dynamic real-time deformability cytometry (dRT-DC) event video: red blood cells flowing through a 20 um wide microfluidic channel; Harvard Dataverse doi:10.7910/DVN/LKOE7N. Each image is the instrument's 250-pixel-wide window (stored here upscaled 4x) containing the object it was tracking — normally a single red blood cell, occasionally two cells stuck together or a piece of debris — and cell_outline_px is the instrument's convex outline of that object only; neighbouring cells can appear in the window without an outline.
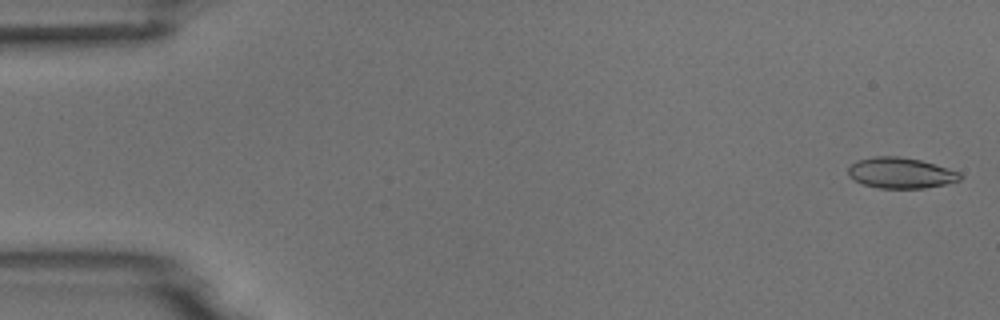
{"species": "common noctule bat (a hibernating species)", "species_latin": "Nyctalus noctula", "temperature_condition": "room temperature", "stored_images_in_passage": 55, "camera_frame_rate_fps": 3000, "um_per_image_px": 0.085, "animal": {"sex": "male", "body_mass_g": 18.8}, "frame": {"image": 1, "passage_image": 2, "time_ms": 0.333, "image_size_px": [1000, 320], "cell_outline_px": [[964, 176], [960, 180], [944, 184], [924, 188], [880, 188], [864, 184], [848, 176], [848, 168], [856, 160], [872, 156], [900, 156], [920, 160], [960, 172]], "centroid_in_image_um": [76.55, 14.69], "position_along_channel_um": 8.4, "area_um2": 20.0}}
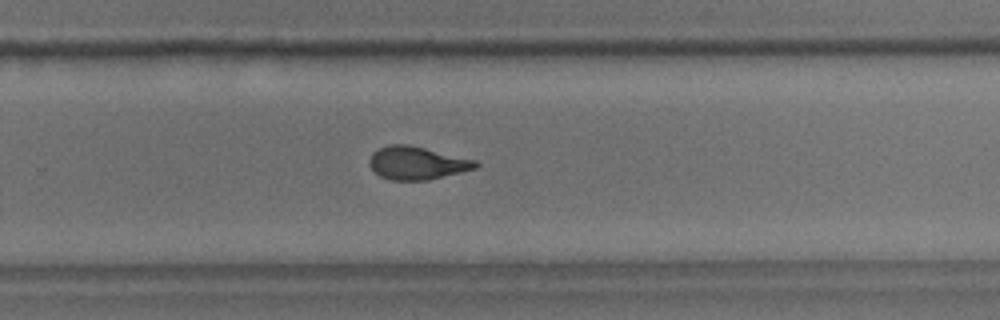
{"frame": {"image": 2, "passage_image": 36, "time_ms": 11.667, "image_size_px": [1000, 320], "cell_outline_px": [[480, 164], [476, 168], [428, 180], [392, 180], [380, 176], [368, 164], [368, 160], [372, 152], [388, 144], [408, 144], [476, 160]], "centroid_in_image_um": [35.42, 13.85], "position_along_channel_um": 294.4, "area_um2": 20.35}}
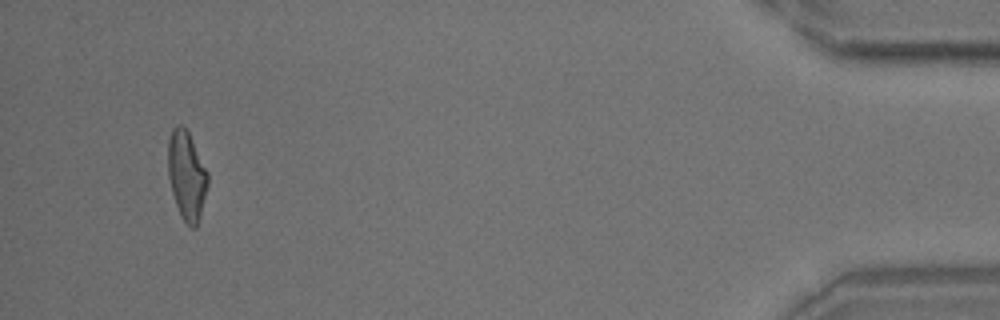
{"frame": {"image": 3, "passage_image": 52, "time_ms": 17.0, "image_size_px": [1000, 320], "cell_outline_px": [[208, 184], [200, 216], [196, 228], [192, 228], [180, 216], [172, 192], [168, 176], [168, 140], [172, 128], [176, 124], [180, 124], [188, 132], [208, 172]], "centroid_in_image_um": [15.86, 14.91], "position_along_channel_um": 419.3, "area_um2": 20.46}, "authors_computed_cell_mechanics": {"area_um2": 20.5768, "velocity_mm_per_s": 3.7268, "shape_relaxation_time_tau1_ms": 4.8453, "shape_relaxation_time_tau2_ms": 1.3776, "deformation_change_tau1": 0.1673, "deformation_change_tau2": 0.0766}}